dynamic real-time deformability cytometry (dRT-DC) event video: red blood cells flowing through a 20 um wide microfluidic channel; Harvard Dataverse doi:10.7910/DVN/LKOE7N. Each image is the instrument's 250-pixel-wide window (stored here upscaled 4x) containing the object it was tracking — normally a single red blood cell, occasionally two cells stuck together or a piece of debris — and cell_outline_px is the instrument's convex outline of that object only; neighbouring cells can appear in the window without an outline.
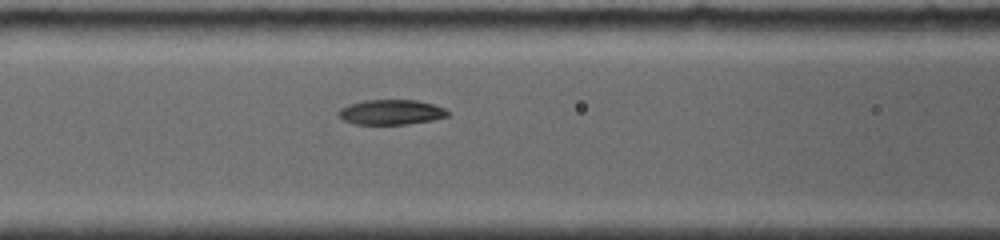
{"species": "common noctule bat (a hibernating species)", "species_latin": "Nyctalus noctula", "temperature_condition": "room temperature", "stored_images_in_passage": 12, "camera_frame_rate_fps": 4000, "um_per_image_px": 0.085, "animal": {"sex": "female", "body_mass_g": 19.0, "forearm_length_mm": 56.7}, "frame": {"image": 1, "passage_image": 12, "time_ms": 6.75, "image_size_px": [1000, 240], "cell_outline_px": [[448, 116], [432, 120], [408, 124], [356, 124], [344, 120], [336, 116], [336, 112], [340, 108], [348, 104], [364, 100], [416, 100], [432, 104], [444, 108], [448, 112]], "centroid_in_image_um": [33.18, 9.53], "position_along_channel_um": 133.4, "area_um2": 15.95}}